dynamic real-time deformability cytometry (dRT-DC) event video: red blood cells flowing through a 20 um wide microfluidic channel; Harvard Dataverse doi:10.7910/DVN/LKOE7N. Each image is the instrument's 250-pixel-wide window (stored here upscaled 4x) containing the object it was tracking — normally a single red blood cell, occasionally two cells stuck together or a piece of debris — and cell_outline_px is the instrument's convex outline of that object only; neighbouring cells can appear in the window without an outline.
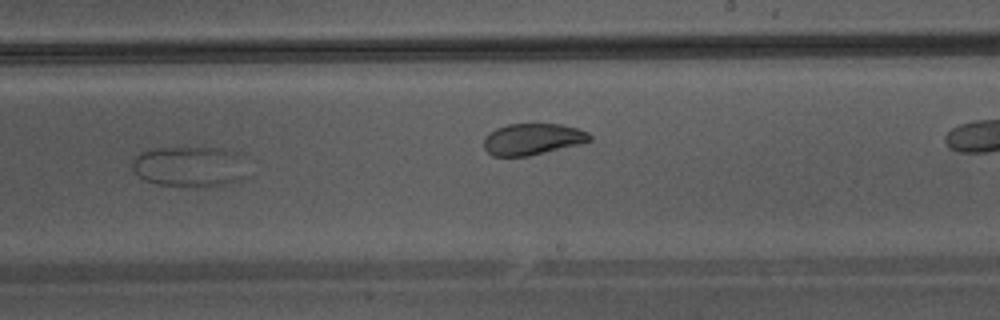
{"species": "Egyptian fruit bat (a non-hibernating species)", "species_latin": "Rousettus aegyptiacus", "temperature_condition": "warm", "stored_images_in_passage": 44, "camera_frame_rate_fps": 3000, "um_per_image_px": 0.085, "animal": {"sex": "male"}, "frame": {"image": 1, "passage_image": 31, "time_ms": 10.0, "image_size_px": [1000, 320], "cell_outline_px": [[244, 180], [212, 188], [204, 188], [156, 184], [144, 180], [132, 168], [132, 160], [140, 152], [152, 148], [220, 148], [236, 152], [244, 176]], "centroid_in_image_um": [16.06, 14.19], "position_along_channel_um": 272.9, "area_um2": 27.22}}